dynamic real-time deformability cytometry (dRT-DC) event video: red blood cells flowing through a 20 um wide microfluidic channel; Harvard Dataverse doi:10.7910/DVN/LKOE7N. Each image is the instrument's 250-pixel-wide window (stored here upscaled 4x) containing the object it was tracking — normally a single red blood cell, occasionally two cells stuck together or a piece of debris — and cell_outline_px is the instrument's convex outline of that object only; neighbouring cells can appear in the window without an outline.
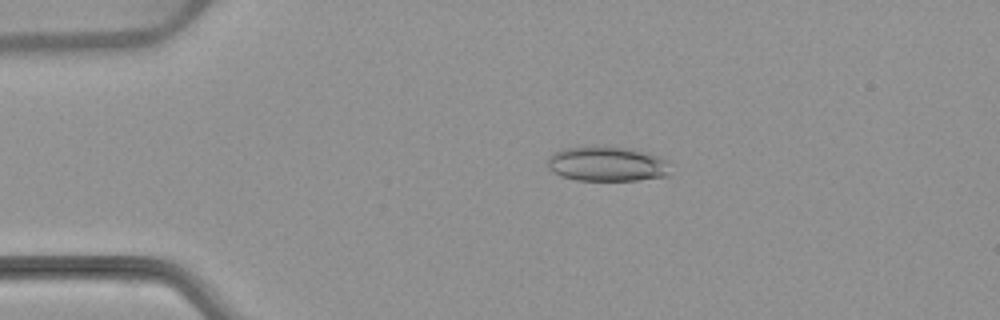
{"species": "common noctule bat (a hibernating species)", "species_latin": "Nyctalus noctula", "temperature_condition": "warm", "stored_images_in_passage": 53, "camera_frame_rate_fps": 3000, "um_per_image_px": 0.085, "animal": {"sex": "female", "body_mass_g": 22.7, "forearm_length_mm": 54.2}, "frame": {"image": 1, "passage_image": 11, "time_ms": 3.333, "image_size_px": [1000, 320], "cell_outline_px": [[668, 176], [636, 180], [576, 180], [560, 176], [552, 172], [548, 168], [548, 156], [552, 152], [564, 148], [596, 144], [632, 148], [668, 160]], "centroid_in_image_um": [51.53, 13.9], "position_along_channel_um": 33.5, "area_um2": 25.49}}
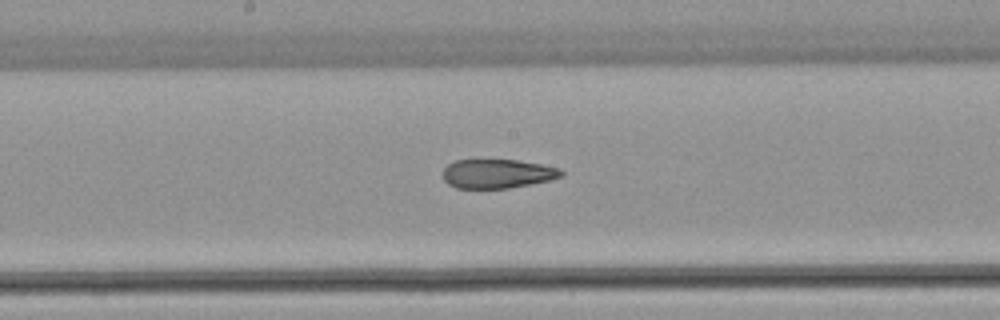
{"frame": {"image": 2, "passage_image": 28, "time_ms": 9.0, "image_size_px": [1000, 320], "cell_outline_px": [[564, 176], [532, 184], [508, 188], [456, 188], [448, 184], [444, 180], [444, 168], [448, 164], [456, 160], [516, 160], [540, 164], [560, 168], [564, 172]], "centroid_in_image_um": [42.3, 14.77], "position_along_channel_um": 205.9, "area_um2": 20.0}}
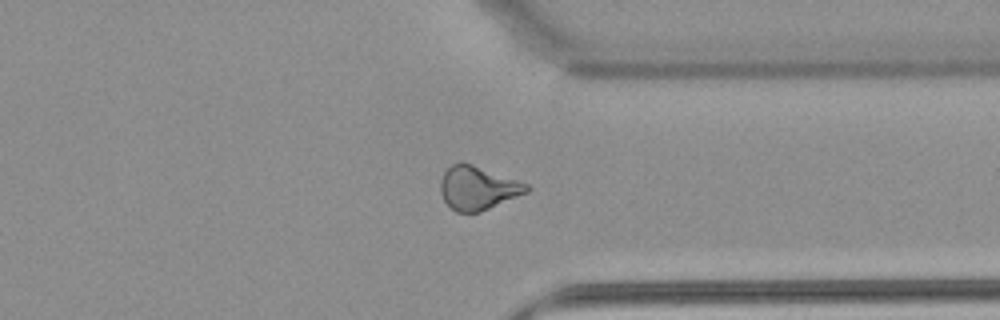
{"frame": {"image": 3, "passage_image": 41, "time_ms": 13.333, "image_size_px": [1000, 320], "cell_outline_px": [[532, 188], [528, 192], [480, 212], [456, 212], [444, 200], [440, 192], [440, 180], [444, 172], [452, 164], [460, 160], [472, 164], [528, 184]], "centroid_in_image_um": [40.6, 15.96], "position_along_channel_um": 370.8, "area_um2": 21.85}, "authors_computed_cell_mechanics": {"area_um2": 22.831, "velocity_mm_per_s": 3.8536, "shape_relaxation_time_tau1_ms": null, "shape_relaxation_time_tau2_ms": 2.5466, "deformation_change_tau1": null, "deformation_change_tau2": 0.108}}